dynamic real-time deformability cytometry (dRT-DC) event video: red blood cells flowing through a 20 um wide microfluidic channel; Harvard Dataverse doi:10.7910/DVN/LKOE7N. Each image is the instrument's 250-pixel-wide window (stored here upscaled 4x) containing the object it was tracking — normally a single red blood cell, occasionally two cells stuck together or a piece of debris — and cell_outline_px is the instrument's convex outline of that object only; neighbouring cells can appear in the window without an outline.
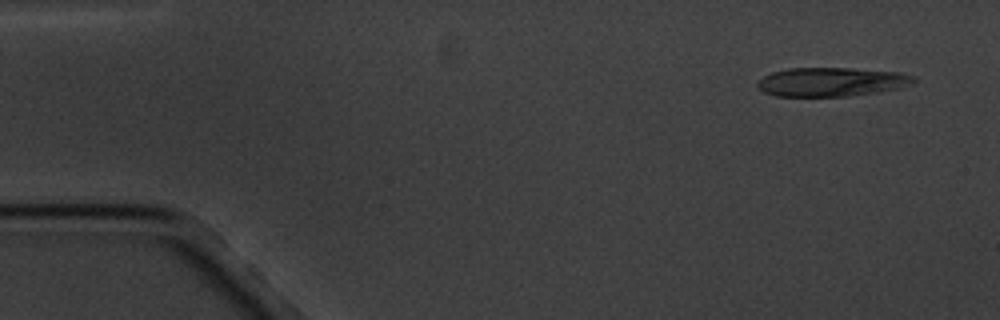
{"species": "common noctule bat (a hibernating species)", "species_latin": "Nyctalus noctula", "temperature_condition": "cold", "stored_images_in_passage": 4, "camera_frame_rate_fps": 3000, "um_per_image_px": 0.085, "animal": {"sex": "male", "body_mass_g": 20.1, "forearm_length_mm": 53.5}, "frame": {"image": 1, "passage_image": 1, "time_ms": 0.0, "image_size_px": [1000, 320], "cell_outline_px": [[916, 80], [900, 88], [876, 92], [848, 96], [776, 96], [764, 92], [756, 88], [756, 84], [764, 76], [772, 72], [788, 68], [848, 68], [900, 72], [916, 76]], "centroid_in_image_um": [70.65, 6.96], "position_along_channel_um": 14.3, "area_um2": 26.3}}
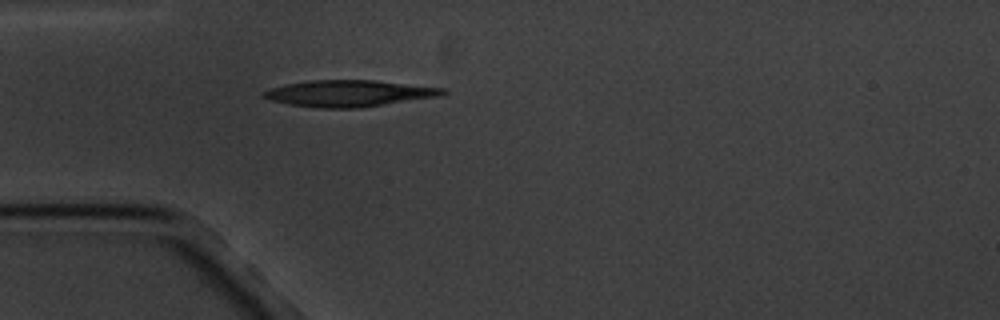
{"frame": {"image": 2, "passage_image": 4, "time_ms": 4.0, "image_size_px": [1000, 320], "cell_outline_px": [[448, 92], [440, 96], [360, 108], [320, 108], [288, 104], [268, 100], [260, 96], [260, 92], [272, 88], [288, 84], [308, 80], [376, 80], [444, 88]], "centroid_in_image_um": [29.64, 7.94], "position_along_channel_um": 55.4, "area_um2": 27.74}}